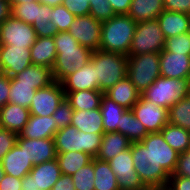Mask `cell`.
I'll return each mask as SVG.
<instances>
[{"instance_id":"9","label":"cell","mask_w":190,"mask_h":190,"mask_svg":"<svg viewBox=\"0 0 190 190\" xmlns=\"http://www.w3.org/2000/svg\"><path fill=\"white\" fill-rule=\"evenodd\" d=\"M165 39L157 19L138 22L128 56L160 53Z\"/></svg>"},{"instance_id":"56","label":"cell","mask_w":190,"mask_h":190,"mask_svg":"<svg viewBox=\"0 0 190 190\" xmlns=\"http://www.w3.org/2000/svg\"><path fill=\"white\" fill-rule=\"evenodd\" d=\"M4 174H5V172H4V170H3V168H2V164H1V162H0V181L2 180Z\"/></svg>"},{"instance_id":"22","label":"cell","mask_w":190,"mask_h":190,"mask_svg":"<svg viewBox=\"0 0 190 190\" xmlns=\"http://www.w3.org/2000/svg\"><path fill=\"white\" fill-rule=\"evenodd\" d=\"M58 130L52 116L30 115L27 124L19 135L29 139L54 138Z\"/></svg>"},{"instance_id":"19","label":"cell","mask_w":190,"mask_h":190,"mask_svg":"<svg viewBox=\"0 0 190 190\" xmlns=\"http://www.w3.org/2000/svg\"><path fill=\"white\" fill-rule=\"evenodd\" d=\"M160 56V74L166 78L185 79L190 77V55L171 53L162 50Z\"/></svg>"},{"instance_id":"35","label":"cell","mask_w":190,"mask_h":190,"mask_svg":"<svg viewBox=\"0 0 190 190\" xmlns=\"http://www.w3.org/2000/svg\"><path fill=\"white\" fill-rule=\"evenodd\" d=\"M56 159L61 173L64 175H73L78 169L92 161L93 157L85 152L70 151L57 153Z\"/></svg>"},{"instance_id":"53","label":"cell","mask_w":190,"mask_h":190,"mask_svg":"<svg viewBox=\"0 0 190 190\" xmlns=\"http://www.w3.org/2000/svg\"><path fill=\"white\" fill-rule=\"evenodd\" d=\"M11 16V6L8 0H0V24Z\"/></svg>"},{"instance_id":"15","label":"cell","mask_w":190,"mask_h":190,"mask_svg":"<svg viewBox=\"0 0 190 190\" xmlns=\"http://www.w3.org/2000/svg\"><path fill=\"white\" fill-rule=\"evenodd\" d=\"M135 117L145 126L148 133H159L168 123V109L140 96L131 108Z\"/></svg>"},{"instance_id":"17","label":"cell","mask_w":190,"mask_h":190,"mask_svg":"<svg viewBox=\"0 0 190 190\" xmlns=\"http://www.w3.org/2000/svg\"><path fill=\"white\" fill-rule=\"evenodd\" d=\"M32 65L30 48L1 45L0 72L8 77H14Z\"/></svg>"},{"instance_id":"3","label":"cell","mask_w":190,"mask_h":190,"mask_svg":"<svg viewBox=\"0 0 190 190\" xmlns=\"http://www.w3.org/2000/svg\"><path fill=\"white\" fill-rule=\"evenodd\" d=\"M90 61L95 66L96 90L103 93L127 76L126 55L99 49L93 51Z\"/></svg>"},{"instance_id":"42","label":"cell","mask_w":190,"mask_h":190,"mask_svg":"<svg viewBox=\"0 0 190 190\" xmlns=\"http://www.w3.org/2000/svg\"><path fill=\"white\" fill-rule=\"evenodd\" d=\"M89 4V14L100 22H104L115 16V13L108 0H98L89 2Z\"/></svg>"},{"instance_id":"46","label":"cell","mask_w":190,"mask_h":190,"mask_svg":"<svg viewBox=\"0 0 190 190\" xmlns=\"http://www.w3.org/2000/svg\"><path fill=\"white\" fill-rule=\"evenodd\" d=\"M175 176L190 177V150L179 153Z\"/></svg>"},{"instance_id":"51","label":"cell","mask_w":190,"mask_h":190,"mask_svg":"<svg viewBox=\"0 0 190 190\" xmlns=\"http://www.w3.org/2000/svg\"><path fill=\"white\" fill-rule=\"evenodd\" d=\"M115 15H127L132 0H108Z\"/></svg>"},{"instance_id":"1","label":"cell","mask_w":190,"mask_h":190,"mask_svg":"<svg viewBox=\"0 0 190 190\" xmlns=\"http://www.w3.org/2000/svg\"><path fill=\"white\" fill-rule=\"evenodd\" d=\"M56 60L52 68L54 81L61 83L67 76L84 67L91 60L93 51L83 47L68 31L54 36Z\"/></svg>"},{"instance_id":"52","label":"cell","mask_w":190,"mask_h":190,"mask_svg":"<svg viewBox=\"0 0 190 190\" xmlns=\"http://www.w3.org/2000/svg\"><path fill=\"white\" fill-rule=\"evenodd\" d=\"M52 190H76L72 176L62 174L52 187Z\"/></svg>"},{"instance_id":"59","label":"cell","mask_w":190,"mask_h":190,"mask_svg":"<svg viewBox=\"0 0 190 190\" xmlns=\"http://www.w3.org/2000/svg\"><path fill=\"white\" fill-rule=\"evenodd\" d=\"M86 1H89V2H94V1H98V0H86Z\"/></svg>"},{"instance_id":"57","label":"cell","mask_w":190,"mask_h":190,"mask_svg":"<svg viewBox=\"0 0 190 190\" xmlns=\"http://www.w3.org/2000/svg\"><path fill=\"white\" fill-rule=\"evenodd\" d=\"M188 34L190 35V21H189V26H188Z\"/></svg>"},{"instance_id":"16","label":"cell","mask_w":190,"mask_h":190,"mask_svg":"<svg viewBox=\"0 0 190 190\" xmlns=\"http://www.w3.org/2000/svg\"><path fill=\"white\" fill-rule=\"evenodd\" d=\"M141 142L169 175L175 172L179 153L164 140L160 132L149 133Z\"/></svg>"},{"instance_id":"47","label":"cell","mask_w":190,"mask_h":190,"mask_svg":"<svg viewBox=\"0 0 190 190\" xmlns=\"http://www.w3.org/2000/svg\"><path fill=\"white\" fill-rule=\"evenodd\" d=\"M164 10L190 14V0H163Z\"/></svg>"},{"instance_id":"54","label":"cell","mask_w":190,"mask_h":190,"mask_svg":"<svg viewBox=\"0 0 190 190\" xmlns=\"http://www.w3.org/2000/svg\"><path fill=\"white\" fill-rule=\"evenodd\" d=\"M38 1L41 2L42 4L49 5L52 7L61 5V0H38Z\"/></svg>"},{"instance_id":"30","label":"cell","mask_w":190,"mask_h":190,"mask_svg":"<svg viewBox=\"0 0 190 190\" xmlns=\"http://www.w3.org/2000/svg\"><path fill=\"white\" fill-rule=\"evenodd\" d=\"M65 99L74 110H94L100 108L103 92L100 90H81L64 92Z\"/></svg>"},{"instance_id":"58","label":"cell","mask_w":190,"mask_h":190,"mask_svg":"<svg viewBox=\"0 0 190 190\" xmlns=\"http://www.w3.org/2000/svg\"><path fill=\"white\" fill-rule=\"evenodd\" d=\"M188 96L190 97V83H189V91H188Z\"/></svg>"},{"instance_id":"28","label":"cell","mask_w":190,"mask_h":190,"mask_svg":"<svg viewBox=\"0 0 190 190\" xmlns=\"http://www.w3.org/2000/svg\"><path fill=\"white\" fill-rule=\"evenodd\" d=\"M70 125L84 133H105L100 108L94 110H74Z\"/></svg>"},{"instance_id":"11","label":"cell","mask_w":190,"mask_h":190,"mask_svg":"<svg viewBox=\"0 0 190 190\" xmlns=\"http://www.w3.org/2000/svg\"><path fill=\"white\" fill-rule=\"evenodd\" d=\"M108 163L116 175L120 190H149L134 168L131 148L119 153Z\"/></svg>"},{"instance_id":"36","label":"cell","mask_w":190,"mask_h":190,"mask_svg":"<svg viewBox=\"0 0 190 190\" xmlns=\"http://www.w3.org/2000/svg\"><path fill=\"white\" fill-rule=\"evenodd\" d=\"M119 132L126 136L132 143L142 141L149 134L131 109L124 111Z\"/></svg>"},{"instance_id":"7","label":"cell","mask_w":190,"mask_h":190,"mask_svg":"<svg viewBox=\"0 0 190 190\" xmlns=\"http://www.w3.org/2000/svg\"><path fill=\"white\" fill-rule=\"evenodd\" d=\"M189 80L158 77L142 94L156 105L169 109L188 96Z\"/></svg>"},{"instance_id":"24","label":"cell","mask_w":190,"mask_h":190,"mask_svg":"<svg viewBox=\"0 0 190 190\" xmlns=\"http://www.w3.org/2000/svg\"><path fill=\"white\" fill-rule=\"evenodd\" d=\"M32 65H38L52 69L57 52L54 37H37L30 47Z\"/></svg>"},{"instance_id":"26","label":"cell","mask_w":190,"mask_h":190,"mask_svg":"<svg viewBox=\"0 0 190 190\" xmlns=\"http://www.w3.org/2000/svg\"><path fill=\"white\" fill-rule=\"evenodd\" d=\"M157 20L165 38L188 33L190 14L164 10Z\"/></svg>"},{"instance_id":"23","label":"cell","mask_w":190,"mask_h":190,"mask_svg":"<svg viewBox=\"0 0 190 190\" xmlns=\"http://www.w3.org/2000/svg\"><path fill=\"white\" fill-rule=\"evenodd\" d=\"M5 174L22 179L34 167L24 150L16 144L1 160Z\"/></svg>"},{"instance_id":"18","label":"cell","mask_w":190,"mask_h":190,"mask_svg":"<svg viewBox=\"0 0 190 190\" xmlns=\"http://www.w3.org/2000/svg\"><path fill=\"white\" fill-rule=\"evenodd\" d=\"M16 144L24 150L34 166L56 159L57 152L53 138L29 139L18 135Z\"/></svg>"},{"instance_id":"43","label":"cell","mask_w":190,"mask_h":190,"mask_svg":"<svg viewBox=\"0 0 190 190\" xmlns=\"http://www.w3.org/2000/svg\"><path fill=\"white\" fill-rule=\"evenodd\" d=\"M73 113L74 109L70 106L69 102L64 99L52 114L57 124V128L61 129L70 125Z\"/></svg>"},{"instance_id":"48","label":"cell","mask_w":190,"mask_h":190,"mask_svg":"<svg viewBox=\"0 0 190 190\" xmlns=\"http://www.w3.org/2000/svg\"><path fill=\"white\" fill-rule=\"evenodd\" d=\"M166 190H190V177L171 174Z\"/></svg>"},{"instance_id":"38","label":"cell","mask_w":190,"mask_h":190,"mask_svg":"<svg viewBox=\"0 0 190 190\" xmlns=\"http://www.w3.org/2000/svg\"><path fill=\"white\" fill-rule=\"evenodd\" d=\"M168 122L190 131V97L179 100L168 109Z\"/></svg>"},{"instance_id":"34","label":"cell","mask_w":190,"mask_h":190,"mask_svg":"<svg viewBox=\"0 0 190 190\" xmlns=\"http://www.w3.org/2000/svg\"><path fill=\"white\" fill-rule=\"evenodd\" d=\"M95 190H120L116 175L107 161L94 158Z\"/></svg>"},{"instance_id":"4","label":"cell","mask_w":190,"mask_h":190,"mask_svg":"<svg viewBox=\"0 0 190 190\" xmlns=\"http://www.w3.org/2000/svg\"><path fill=\"white\" fill-rule=\"evenodd\" d=\"M134 168L142 183L149 190H164L167 188L170 175L156 162L152 153L140 142L130 145Z\"/></svg>"},{"instance_id":"25","label":"cell","mask_w":190,"mask_h":190,"mask_svg":"<svg viewBox=\"0 0 190 190\" xmlns=\"http://www.w3.org/2000/svg\"><path fill=\"white\" fill-rule=\"evenodd\" d=\"M104 94L125 109H131L141 96V93L127 76L113 85Z\"/></svg>"},{"instance_id":"33","label":"cell","mask_w":190,"mask_h":190,"mask_svg":"<svg viewBox=\"0 0 190 190\" xmlns=\"http://www.w3.org/2000/svg\"><path fill=\"white\" fill-rule=\"evenodd\" d=\"M160 133L164 140L178 153H183L190 149V131L168 122Z\"/></svg>"},{"instance_id":"20","label":"cell","mask_w":190,"mask_h":190,"mask_svg":"<svg viewBox=\"0 0 190 190\" xmlns=\"http://www.w3.org/2000/svg\"><path fill=\"white\" fill-rule=\"evenodd\" d=\"M61 84L64 92L96 90V73L94 64L89 61L84 67L67 76Z\"/></svg>"},{"instance_id":"10","label":"cell","mask_w":190,"mask_h":190,"mask_svg":"<svg viewBox=\"0 0 190 190\" xmlns=\"http://www.w3.org/2000/svg\"><path fill=\"white\" fill-rule=\"evenodd\" d=\"M37 35L32 24H27L13 16L0 24V44L12 47L30 48Z\"/></svg>"},{"instance_id":"44","label":"cell","mask_w":190,"mask_h":190,"mask_svg":"<svg viewBox=\"0 0 190 190\" xmlns=\"http://www.w3.org/2000/svg\"><path fill=\"white\" fill-rule=\"evenodd\" d=\"M18 134L0 127V162L2 158L16 145Z\"/></svg>"},{"instance_id":"50","label":"cell","mask_w":190,"mask_h":190,"mask_svg":"<svg viewBox=\"0 0 190 190\" xmlns=\"http://www.w3.org/2000/svg\"><path fill=\"white\" fill-rule=\"evenodd\" d=\"M0 190H21V179L4 174L0 181Z\"/></svg>"},{"instance_id":"27","label":"cell","mask_w":190,"mask_h":190,"mask_svg":"<svg viewBox=\"0 0 190 190\" xmlns=\"http://www.w3.org/2000/svg\"><path fill=\"white\" fill-rule=\"evenodd\" d=\"M131 141L120 132H106L102 136L101 146L96 158L109 161L119 153L130 148Z\"/></svg>"},{"instance_id":"31","label":"cell","mask_w":190,"mask_h":190,"mask_svg":"<svg viewBox=\"0 0 190 190\" xmlns=\"http://www.w3.org/2000/svg\"><path fill=\"white\" fill-rule=\"evenodd\" d=\"M18 83L35 84V90L45 88L54 82L52 69L30 65L13 77Z\"/></svg>"},{"instance_id":"37","label":"cell","mask_w":190,"mask_h":190,"mask_svg":"<svg viewBox=\"0 0 190 190\" xmlns=\"http://www.w3.org/2000/svg\"><path fill=\"white\" fill-rule=\"evenodd\" d=\"M35 84L18 83L10 78L9 103L29 108L35 95Z\"/></svg>"},{"instance_id":"8","label":"cell","mask_w":190,"mask_h":190,"mask_svg":"<svg viewBox=\"0 0 190 190\" xmlns=\"http://www.w3.org/2000/svg\"><path fill=\"white\" fill-rule=\"evenodd\" d=\"M127 77L142 94L160 74L159 53L128 56Z\"/></svg>"},{"instance_id":"21","label":"cell","mask_w":190,"mask_h":190,"mask_svg":"<svg viewBox=\"0 0 190 190\" xmlns=\"http://www.w3.org/2000/svg\"><path fill=\"white\" fill-rule=\"evenodd\" d=\"M30 115L28 108L8 102L0 108V127L19 135Z\"/></svg>"},{"instance_id":"41","label":"cell","mask_w":190,"mask_h":190,"mask_svg":"<svg viewBox=\"0 0 190 190\" xmlns=\"http://www.w3.org/2000/svg\"><path fill=\"white\" fill-rule=\"evenodd\" d=\"M164 51L190 55V35L182 33L165 39Z\"/></svg>"},{"instance_id":"13","label":"cell","mask_w":190,"mask_h":190,"mask_svg":"<svg viewBox=\"0 0 190 190\" xmlns=\"http://www.w3.org/2000/svg\"><path fill=\"white\" fill-rule=\"evenodd\" d=\"M64 99L65 93L62 84L54 81L47 87L35 91L34 98L28 109L31 115L52 116Z\"/></svg>"},{"instance_id":"29","label":"cell","mask_w":190,"mask_h":190,"mask_svg":"<svg viewBox=\"0 0 190 190\" xmlns=\"http://www.w3.org/2000/svg\"><path fill=\"white\" fill-rule=\"evenodd\" d=\"M163 11V0H132L127 15L138 23L157 19Z\"/></svg>"},{"instance_id":"14","label":"cell","mask_w":190,"mask_h":190,"mask_svg":"<svg viewBox=\"0 0 190 190\" xmlns=\"http://www.w3.org/2000/svg\"><path fill=\"white\" fill-rule=\"evenodd\" d=\"M102 22L93 16L85 15L75 17L68 32L83 47L92 51L99 50Z\"/></svg>"},{"instance_id":"5","label":"cell","mask_w":190,"mask_h":190,"mask_svg":"<svg viewBox=\"0 0 190 190\" xmlns=\"http://www.w3.org/2000/svg\"><path fill=\"white\" fill-rule=\"evenodd\" d=\"M10 6L11 16L32 24L37 37H54L59 32L50 20L52 6L42 4L38 0Z\"/></svg>"},{"instance_id":"39","label":"cell","mask_w":190,"mask_h":190,"mask_svg":"<svg viewBox=\"0 0 190 190\" xmlns=\"http://www.w3.org/2000/svg\"><path fill=\"white\" fill-rule=\"evenodd\" d=\"M72 176L76 190H95L94 158L87 165L78 169Z\"/></svg>"},{"instance_id":"2","label":"cell","mask_w":190,"mask_h":190,"mask_svg":"<svg viewBox=\"0 0 190 190\" xmlns=\"http://www.w3.org/2000/svg\"><path fill=\"white\" fill-rule=\"evenodd\" d=\"M136 26L128 15H115L102 22L99 49L128 56Z\"/></svg>"},{"instance_id":"12","label":"cell","mask_w":190,"mask_h":190,"mask_svg":"<svg viewBox=\"0 0 190 190\" xmlns=\"http://www.w3.org/2000/svg\"><path fill=\"white\" fill-rule=\"evenodd\" d=\"M61 175L57 159L43 162L21 179V190H52Z\"/></svg>"},{"instance_id":"45","label":"cell","mask_w":190,"mask_h":190,"mask_svg":"<svg viewBox=\"0 0 190 190\" xmlns=\"http://www.w3.org/2000/svg\"><path fill=\"white\" fill-rule=\"evenodd\" d=\"M75 17L89 15L90 4L86 0H63L62 3Z\"/></svg>"},{"instance_id":"49","label":"cell","mask_w":190,"mask_h":190,"mask_svg":"<svg viewBox=\"0 0 190 190\" xmlns=\"http://www.w3.org/2000/svg\"><path fill=\"white\" fill-rule=\"evenodd\" d=\"M10 77L0 72V108L9 102Z\"/></svg>"},{"instance_id":"40","label":"cell","mask_w":190,"mask_h":190,"mask_svg":"<svg viewBox=\"0 0 190 190\" xmlns=\"http://www.w3.org/2000/svg\"><path fill=\"white\" fill-rule=\"evenodd\" d=\"M74 19L75 16L63 4L52 7L50 20L59 32L68 31Z\"/></svg>"},{"instance_id":"6","label":"cell","mask_w":190,"mask_h":190,"mask_svg":"<svg viewBox=\"0 0 190 190\" xmlns=\"http://www.w3.org/2000/svg\"><path fill=\"white\" fill-rule=\"evenodd\" d=\"M103 135L99 133H84L78 131L76 127L68 125L59 129L53 139L57 153L70 151L85 152L96 158Z\"/></svg>"},{"instance_id":"32","label":"cell","mask_w":190,"mask_h":190,"mask_svg":"<svg viewBox=\"0 0 190 190\" xmlns=\"http://www.w3.org/2000/svg\"><path fill=\"white\" fill-rule=\"evenodd\" d=\"M100 110L102 113L104 132H119V126H121L122 122V115L126 109L115 103L104 94L102 96Z\"/></svg>"},{"instance_id":"55","label":"cell","mask_w":190,"mask_h":190,"mask_svg":"<svg viewBox=\"0 0 190 190\" xmlns=\"http://www.w3.org/2000/svg\"><path fill=\"white\" fill-rule=\"evenodd\" d=\"M10 5L23 4V2H33L36 0H8Z\"/></svg>"}]
</instances>
